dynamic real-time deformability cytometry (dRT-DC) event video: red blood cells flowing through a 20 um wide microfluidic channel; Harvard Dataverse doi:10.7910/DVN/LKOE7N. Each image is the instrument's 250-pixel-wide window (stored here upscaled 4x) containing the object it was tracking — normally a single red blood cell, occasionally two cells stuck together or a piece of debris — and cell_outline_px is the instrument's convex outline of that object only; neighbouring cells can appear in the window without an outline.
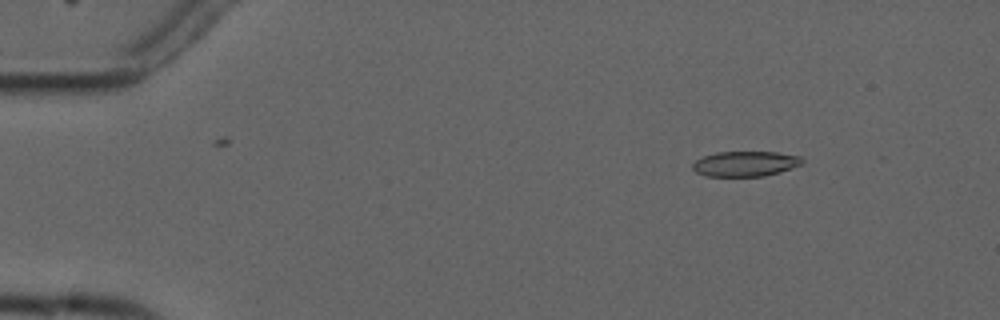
{"species": "common noctule bat (a hibernating species)", "species_latin": "Nyctalus noctula", "temperature_condition": "cold", "stored_images_in_passage": 5, "camera_frame_rate_fps": 3000, "um_per_image_px": 0.085, "animal": {"sex": "male", "forearm_length_mm": 52.5}, "frame": {"image": 1, "passage_image": 1, "time_ms": 0.0, "image_size_px": [1000, 320], "cell_outline_px": [[804, 164], [780, 172], [764, 176], [704, 176], [696, 172], [692, 168], [692, 164], [700, 156], [716, 152], [776, 152], [800, 156], [804, 160]], "centroid_in_image_um": [63.34, 13.92], "position_along_channel_um": 21.7, "area_um2": 16.3}}
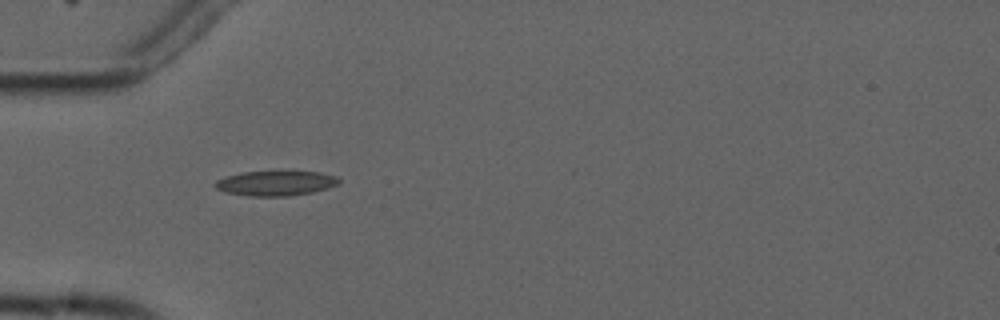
{"frame": {"image": 2, "passage_image": 4, "time_ms": 3.333, "image_size_px": [1000, 320], "cell_outline_px": [[340, 184], [328, 188], [312, 192], [288, 196], [248, 196], [224, 192], [216, 188], [212, 184], [216, 180], [224, 176], [240, 172], [320, 172], [336, 176], [340, 180]], "centroid_in_image_um": [23.39, 15.58], "position_along_channel_um": 61.6, "area_um2": 18.03}}